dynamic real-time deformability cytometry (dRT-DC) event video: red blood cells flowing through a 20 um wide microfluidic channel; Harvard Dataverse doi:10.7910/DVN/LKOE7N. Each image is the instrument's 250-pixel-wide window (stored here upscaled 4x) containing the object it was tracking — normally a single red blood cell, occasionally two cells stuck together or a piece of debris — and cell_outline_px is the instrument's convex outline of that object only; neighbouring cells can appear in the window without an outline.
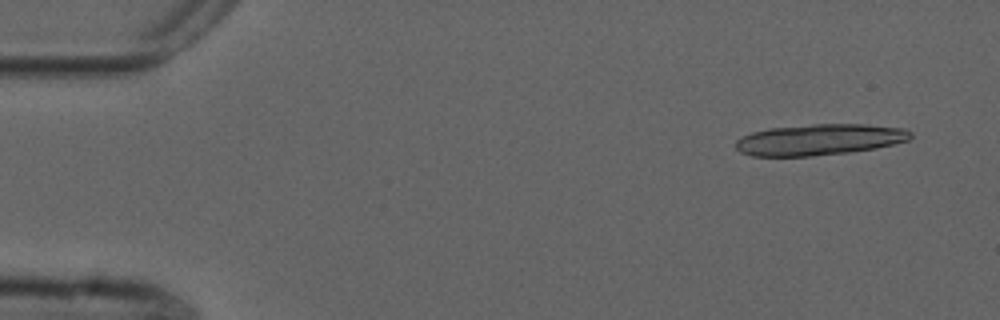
{"species": "common noctule bat (a hibernating species)", "species_latin": "Nyctalus noctula", "temperature_condition": "cold", "stored_images_in_passage": 18, "camera_frame_rate_fps": 3000, "um_per_image_px": 0.085, "animal": {"sex": "male", "forearm_length_mm": 52.5}, "frame": {"image": 1, "passage_image": 4, "time_ms": 1.0, "image_size_px": [1000, 320], "cell_outline_px": [[912, 136], [908, 140], [876, 148], [848, 152], [808, 156], [752, 156], [740, 152], [736, 148], [736, 140], [752, 132], [768, 128], [812, 124], [864, 124], [908, 128], [912, 132]], "centroid_in_image_um": [69.67, 11.86], "position_along_channel_um": 15.3, "area_um2": 31.73}}